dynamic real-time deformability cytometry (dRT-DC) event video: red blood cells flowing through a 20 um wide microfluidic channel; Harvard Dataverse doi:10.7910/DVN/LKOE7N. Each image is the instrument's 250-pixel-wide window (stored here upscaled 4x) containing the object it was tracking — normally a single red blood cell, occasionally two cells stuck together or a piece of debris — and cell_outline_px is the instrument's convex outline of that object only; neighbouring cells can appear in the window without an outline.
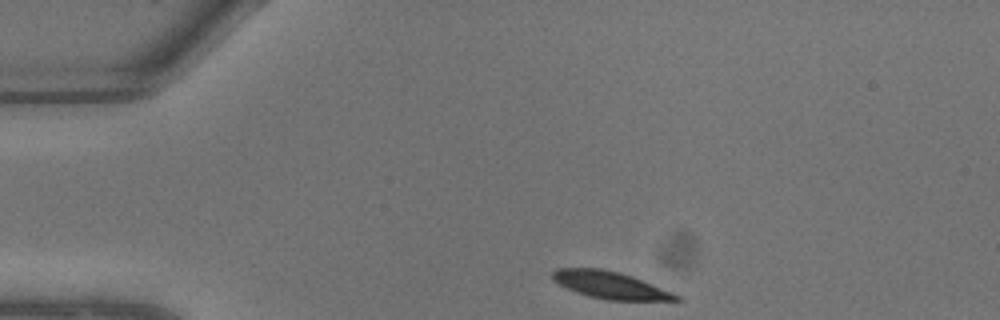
{"species": "common noctule bat (a hibernating species)", "species_latin": "Nyctalus noctula", "temperature_condition": "warm", "stored_images_in_passage": 6, "camera_frame_rate_fps": 3000, "um_per_image_px": 0.085, "animal": {"sex": "male", "body_mass_g": 13.3}, "frame": {"image": 1, "passage_image": 1, "time_ms": 0.0, "image_size_px": [1000, 320], "cell_outline_px": [[684, 300], [608, 300], [588, 296], [576, 292], [552, 280], [552, 272], [556, 268], [600, 268], [620, 272], [632, 276], [672, 292], [680, 296]], "centroid_in_image_um": [51.86, 24.22], "position_along_channel_um": 33.1, "area_um2": 19.42}}
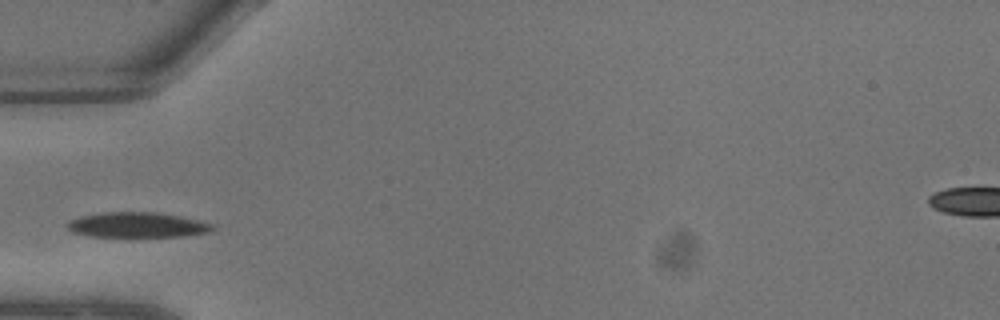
{"frame": {"image": 2, "passage_image": 4, "time_ms": 1.0, "image_size_px": [1000, 320], "cell_outline_px": [[212, 228], [208, 232], [188, 236], [88, 236], [72, 232], [68, 228], [68, 220], [80, 216], [104, 212], [156, 212], [180, 216], [212, 224]], "centroid_in_image_um": [11.62, 19.11], "position_along_channel_um": 73.4, "area_um2": 21.04}}
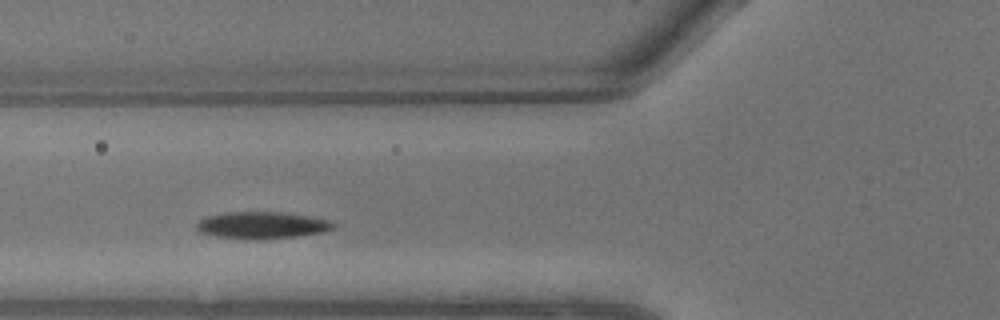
{"frame": {"image": 3, "passage_image": 5, "time_ms": 1.333, "image_size_px": [1000, 320], "cell_outline_px": [[336, 224], [332, 228], [324, 232], [300, 236], [260, 240], [252, 240], [216, 236], [200, 232], [196, 228], [196, 224], [200, 220], [208, 216], [224, 212], [284, 212], [332, 220]], "centroid_in_image_um": [22.3, 19.15], "position_along_channel_um": 103.5, "area_um2": 21.68}}